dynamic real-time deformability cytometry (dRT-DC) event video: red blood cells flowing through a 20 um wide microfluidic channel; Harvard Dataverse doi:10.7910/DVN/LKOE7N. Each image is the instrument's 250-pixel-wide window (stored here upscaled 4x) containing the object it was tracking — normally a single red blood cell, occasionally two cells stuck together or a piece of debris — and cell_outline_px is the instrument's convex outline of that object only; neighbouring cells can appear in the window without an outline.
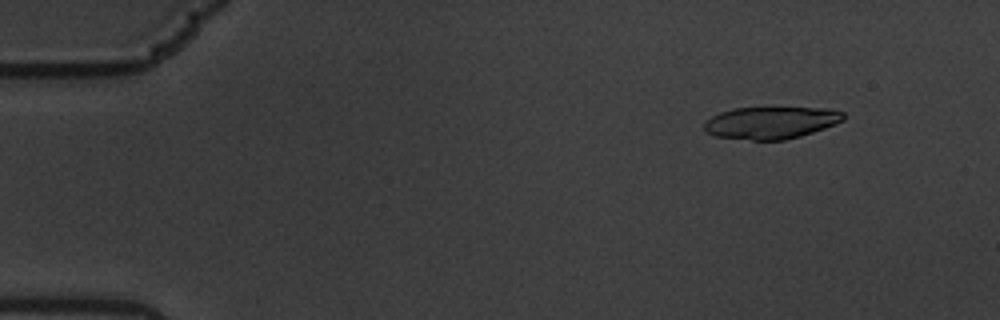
{"species": "common noctule bat (a hibernating species)", "species_latin": "Nyctalus noctula", "temperature_condition": "warm", "stored_images_in_passage": 55, "camera_frame_rate_fps": 3000, "um_per_image_px": 0.085, "animal": {"sex": "male", "body_mass_g": 19.5, "forearm_length_mm": 54.6}, "frame": {"image": 1, "passage_image": 2, "time_ms": 0.333, "image_size_px": [1000, 320], "cell_outline_px": [[844, 120], [836, 124], [800, 136], [784, 140], [752, 140], [716, 136], [704, 132], [704, 120], [720, 112], [736, 108], [828, 108], [844, 112]], "centroid_in_image_um": [65.51, 10.43], "position_along_channel_um": 19.5, "area_um2": 26.07}}
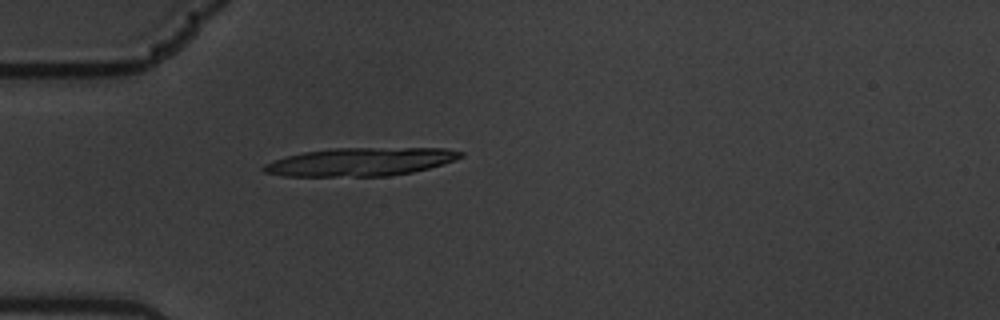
{"frame": {"image": 2, "passage_image": 13, "time_ms": 4.0, "image_size_px": [1000, 320], "cell_outline_px": [[464, 156], [428, 168], [412, 172], [388, 176], [284, 176], [264, 172], [260, 168], [264, 164], [288, 156], [304, 152], [332, 148], [444, 148], [464, 152]], "centroid_in_image_um": [30.63, 13.75], "position_along_channel_um": 54.4, "area_um2": 32.14}}